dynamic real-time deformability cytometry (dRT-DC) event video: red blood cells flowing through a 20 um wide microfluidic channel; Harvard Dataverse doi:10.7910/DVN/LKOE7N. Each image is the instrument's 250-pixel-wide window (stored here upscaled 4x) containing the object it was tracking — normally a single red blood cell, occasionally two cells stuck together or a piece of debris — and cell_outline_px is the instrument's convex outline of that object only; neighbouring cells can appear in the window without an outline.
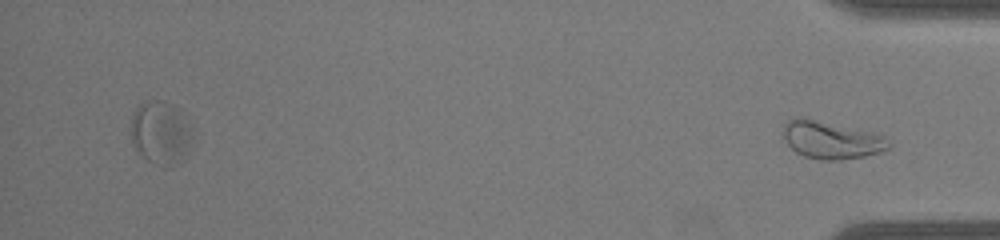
{"species": "common noctule bat (a hibernating species)", "species_latin": "Nyctalus noctula", "temperature_condition": "warm", "stored_images_in_passage": 37, "segment_of_instrument_passage": [2, 2], "camera_frame_rate_fps": 3000, "um_per_image_px": 0.085, "animal": {"sex": "male", "body_mass_g": 19.0, "forearm_length_mm": 50.8}, "frame": {"image": 1, "passage_image": 37, "time_ms": 12.0, "image_size_px": [1000, 240], "cell_outline_px": [[892, 148], [880, 152], [864, 156], [840, 160], [820, 160], [804, 156], [796, 152], [784, 140], [784, 124], [792, 116], [800, 116], [872, 132], [884, 136], [892, 144]], "centroid_in_image_um": [70.66, 11.89], "position_along_channel_um": 364.5, "area_um2": 23.29}}